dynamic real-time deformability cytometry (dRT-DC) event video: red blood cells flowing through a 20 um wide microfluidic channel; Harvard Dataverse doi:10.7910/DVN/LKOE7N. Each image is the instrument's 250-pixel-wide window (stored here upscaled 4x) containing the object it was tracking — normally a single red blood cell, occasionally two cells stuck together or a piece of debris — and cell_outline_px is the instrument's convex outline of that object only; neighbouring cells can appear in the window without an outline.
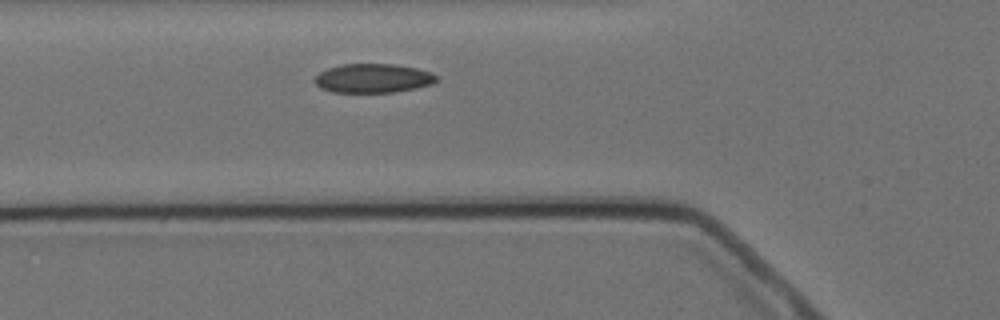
{"species": "Egyptian fruit bat (a non-hibernating species)", "species_latin": "Rousettus aegyptiacus", "temperature_condition": "cold", "stored_images_in_passage": 3, "segment_of_instrument_passage": [1, 2], "camera_frame_rate_fps": 3000, "um_per_image_px": 0.085, "animal": {"sex": "female"}, "frame": {"image": 1, "passage_image": 2, "time_ms": 1.0, "image_size_px": [1000, 320], "cell_outline_px": [[436, 80], [432, 84], [416, 88], [396, 92], [332, 92], [320, 88], [316, 84], [316, 76], [320, 72], [328, 68], [340, 64], [392, 64], [416, 68], [432, 72], [436, 76]], "centroid_in_image_um": [31.71, 6.65], "position_along_channel_um": 94.1, "area_um2": 20.52}}